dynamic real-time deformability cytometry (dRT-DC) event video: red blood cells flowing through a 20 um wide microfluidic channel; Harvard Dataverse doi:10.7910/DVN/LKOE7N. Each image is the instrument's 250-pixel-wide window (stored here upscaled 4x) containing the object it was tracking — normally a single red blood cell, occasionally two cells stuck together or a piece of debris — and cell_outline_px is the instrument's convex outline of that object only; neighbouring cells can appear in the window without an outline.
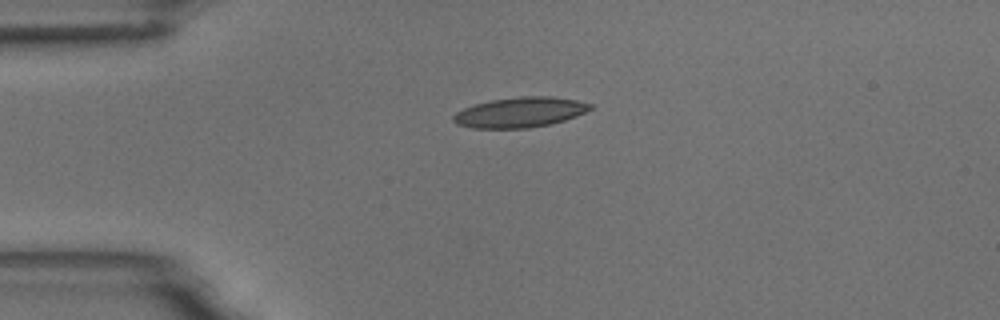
{"species": "common noctule bat (a hibernating species)", "species_latin": "Nyctalus noctula", "temperature_condition": "room temperature", "stored_images_in_passage": 12, "camera_frame_rate_fps": 3000, "um_per_image_px": 0.085, "animal": {"sex": "male", "body_mass_g": 18.8}, "frame": {"image": 1, "passage_image": 1, "time_ms": 0.0, "image_size_px": [1000, 320], "cell_outline_px": [[592, 108], [576, 116], [552, 124], [528, 128], [472, 128], [456, 124], [452, 120], [452, 116], [456, 112], [464, 108], [476, 104], [492, 100], [520, 96], [552, 96], [576, 100], [592, 104]], "centroid_in_image_um": [44.19, 9.55], "position_along_channel_um": 40.8, "area_um2": 24.04}}
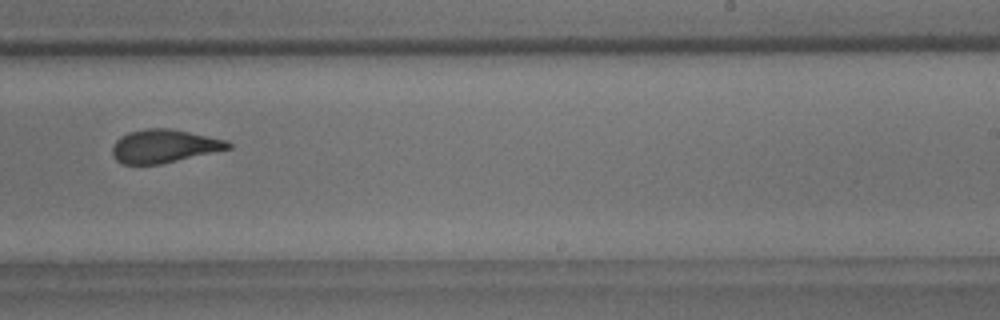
{"frame": {"image": 2, "passage_image": 7, "time_ms": 7.0, "image_size_px": [1000, 320], "cell_outline_px": [[232, 148], [160, 164], [120, 164], [112, 156], [112, 148], [116, 140], [120, 136], [128, 132], [144, 128], [168, 128], [228, 140], [232, 144]], "centroid_in_image_um": [13.92, 12.42], "position_along_channel_um": 275.1, "area_um2": 22.48}}
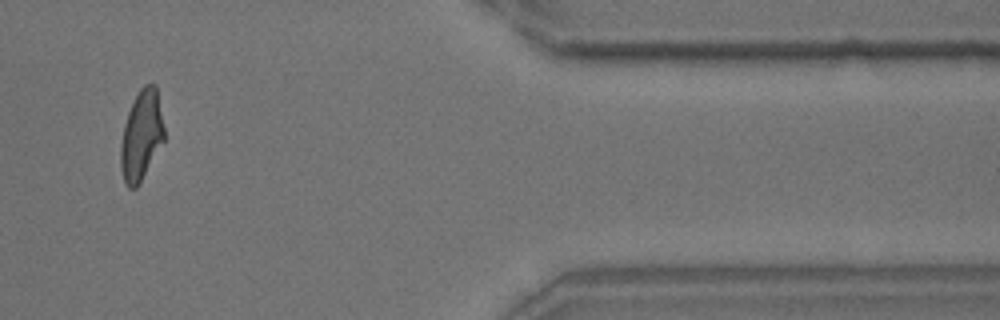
{"frame": {"image": 3, "passage_image": 10, "time_ms": 11.333, "image_size_px": [1000, 320], "cell_outline_px": [[164, 140], [136, 188], [128, 188], [124, 184], [120, 168], [120, 144], [124, 124], [128, 112], [140, 88], [144, 84], [156, 84], [164, 128]], "centroid_in_image_um": [12.0, 11.52], "position_along_channel_um": 399.4, "area_um2": 22.66}, "authors_computed_cell_mechanics": {"area_um2": 23.0622, "velocity_mm_per_s": 3.7037, "shape_relaxation_time_tau1_ms": 6.0587, "shape_relaxation_time_tau2_ms": 1.4051, "deformation_change_tau1": 0.1826, "deformation_change_tau2": 0.0769}}